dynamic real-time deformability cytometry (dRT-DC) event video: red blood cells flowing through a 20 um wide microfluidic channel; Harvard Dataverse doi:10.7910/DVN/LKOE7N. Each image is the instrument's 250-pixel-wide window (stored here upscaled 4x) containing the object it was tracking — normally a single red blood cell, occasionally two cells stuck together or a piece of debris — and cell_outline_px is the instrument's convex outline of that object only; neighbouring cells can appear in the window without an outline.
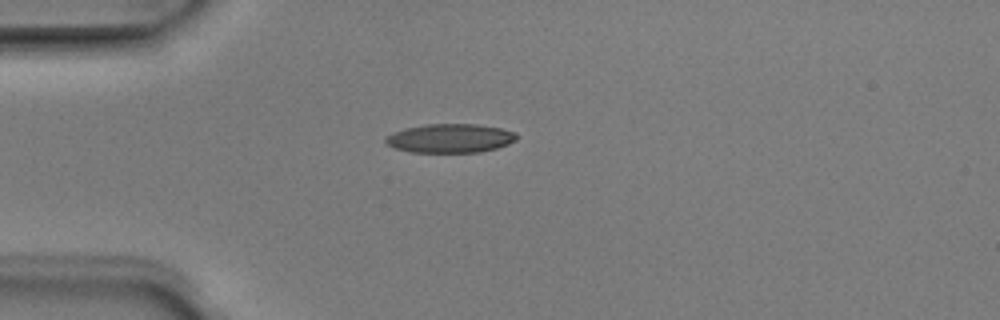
{"species": "Egyptian fruit bat (a non-hibernating species)", "species_latin": "Rousettus aegyptiacus", "temperature_condition": "room temperature", "stored_images_in_passage": 1, "camera_frame_rate_fps": 3000, "um_per_image_px": 0.085, "animal": {"sex": "male"}, "frame": {"image": 1, "passage_image": 1, "time_ms": 0.0, "image_size_px": [1000, 320], "cell_outline_px": [[516, 140], [508, 144], [496, 148], [480, 152], [412, 152], [396, 148], [388, 144], [384, 140], [392, 132], [404, 128], [428, 124], [476, 124], [500, 128], [516, 132]], "centroid_in_image_um": [38.27, 11.75], "position_along_channel_um": 46.7, "area_um2": 21.91}}